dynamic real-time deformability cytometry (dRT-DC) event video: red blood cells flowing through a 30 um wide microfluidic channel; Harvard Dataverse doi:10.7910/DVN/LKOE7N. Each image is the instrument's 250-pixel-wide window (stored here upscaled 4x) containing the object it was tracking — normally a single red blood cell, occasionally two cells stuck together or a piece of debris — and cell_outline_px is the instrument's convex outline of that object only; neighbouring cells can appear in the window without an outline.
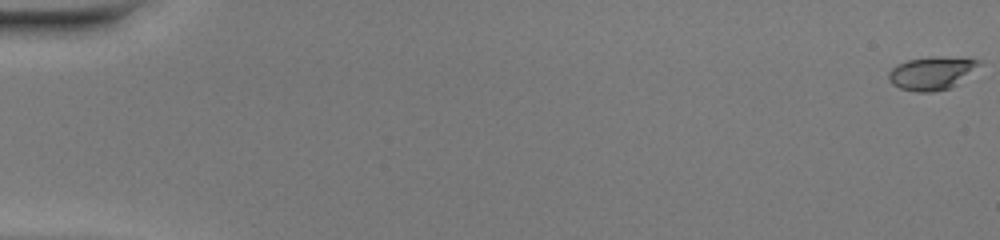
{"species": "common noctule bat (a hibernating species)", "species_latin": "Nyctalus noctula", "temperature_condition": "warm", "stored_images_in_passage": 52, "camera_frame_rate_fps": 3000, "um_per_image_px": 0.085, "animal": {"sex": "female", "body_mass_g": 20.0, "forearm_length_mm": 54.0}, "frame": {"image": 1, "passage_image": 1, "time_ms": 0.0, "image_size_px": [1000, 240], "cell_outline_px": [[984, 64], [952, 88], [932, 92], [916, 92], [900, 88], [892, 84], [888, 80], [888, 72], [896, 64], [908, 60], [932, 56], [940, 56], [980, 60]], "centroid_in_image_um": [79.22, 6.22], "position_along_channel_um": 5.8, "area_um2": 17.8}}
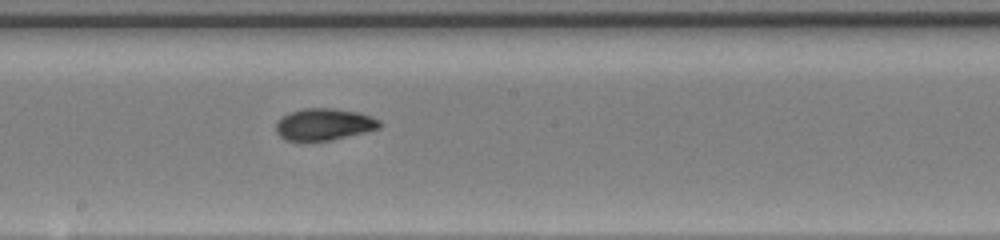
{"frame": {"image": 2, "passage_image": 30, "time_ms": 9.667, "image_size_px": [1000, 240], "cell_outline_px": [[380, 128], [332, 140], [284, 140], [276, 132], [276, 124], [288, 112], [304, 108], [332, 108], [360, 112], [380, 120]], "centroid_in_image_um": [27.55, 10.56], "position_along_channel_um": 220.7, "area_um2": 19.07}}
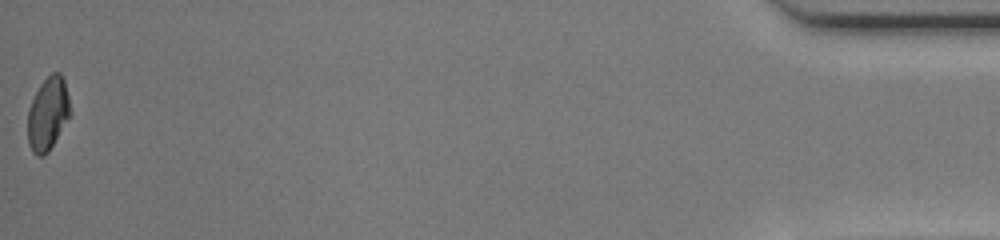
{"frame": {"image": 3, "passage_image": 52, "time_ms": 17.0, "image_size_px": [1000, 240], "cell_outline_px": [[72, 112], [48, 152], [44, 156], [36, 156], [32, 152], [28, 144], [28, 108], [40, 84], [52, 72], [60, 72], [64, 80]], "centroid_in_image_um": [4.07, 9.68], "position_along_channel_um": 431.1, "area_um2": 18.09}, "authors_computed_cell_mechanics": {"area_um2": 18.6405, "velocity_mm_per_s": 4.1321, "shape_relaxation_time_tau1_ms": 4.0586, "shape_relaxation_time_tau2_ms": 1.1254, "deformation_change_tau1": 0.1941, "deformation_change_tau2": 0.0504}}